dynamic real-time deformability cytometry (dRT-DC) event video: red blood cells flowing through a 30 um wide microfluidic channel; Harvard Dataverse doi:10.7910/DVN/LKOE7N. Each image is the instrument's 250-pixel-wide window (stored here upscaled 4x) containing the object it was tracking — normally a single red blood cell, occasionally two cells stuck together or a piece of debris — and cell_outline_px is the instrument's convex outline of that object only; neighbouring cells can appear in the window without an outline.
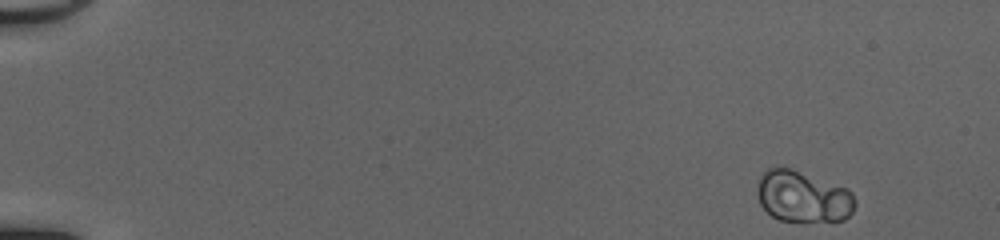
{"species": "common noctule bat (a hibernating species)", "species_latin": "Nyctalus noctula", "temperature_condition": "cold", "stored_images_in_passage": 49, "camera_frame_rate_fps": 3000, "um_per_image_px": 0.085, "animal": {"sex": "female", "body_mass_g": 20.0, "forearm_length_mm": 54.0}, "frame": {"image": 1, "passage_image": 2, "time_ms": 0.333, "image_size_px": [1000, 240], "cell_outline_px": [[856, 204], [852, 212], [844, 220], [780, 220], [772, 216], [760, 204], [760, 176], [768, 168], [788, 168], [848, 188], [852, 192], [856, 200]], "centroid_in_image_um": [68.31, 16.72], "position_along_channel_um": 16.7, "area_um2": 28.5}}
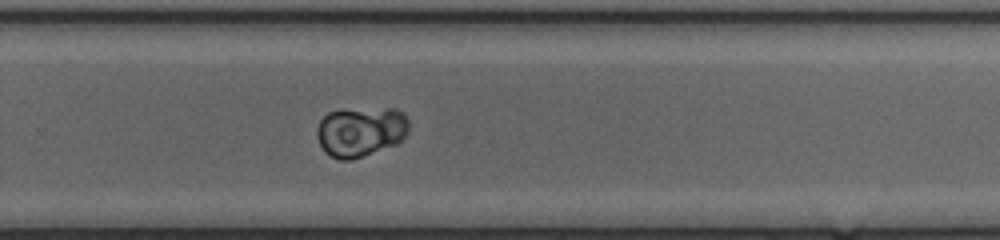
{"frame": {"image": 2, "passage_image": 34, "time_ms": 11.0, "image_size_px": [1000, 240], "cell_outline_px": [[408, 132], [396, 144], [352, 160], [340, 160], [324, 152], [320, 144], [316, 132], [316, 128], [320, 120], [328, 112], [388, 108], [396, 108], [404, 112], [408, 120]], "centroid_in_image_um": [30.66, 11.2], "position_along_channel_um": 299.1, "area_um2": 26.53}}
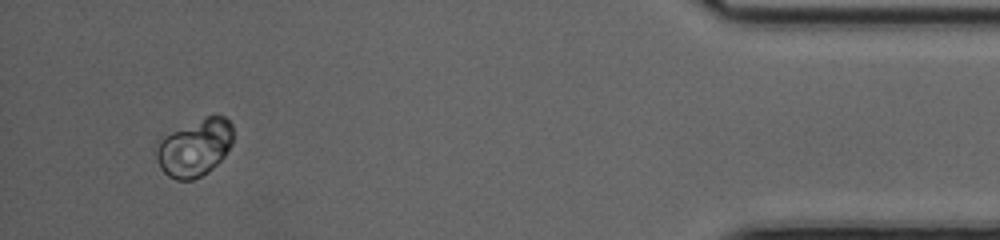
{"frame": {"image": 3, "passage_image": 47, "time_ms": 15.333, "image_size_px": [1000, 240], "cell_outline_px": [[232, 144], [224, 156], [208, 172], [192, 180], [176, 180], [168, 176], [160, 168], [156, 156], [156, 140], [204, 116], [224, 116], [232, 124]], "centroid_in_image_um": [16.53, 12.56], "position_along_channel_um": 418.7, "area_um2": 25.61}, "authors_computed_cell_mechanics": {"area_um2": 27.9174, "velocity_mm_per_s": 4.0654, "shape_relaxation_time_tau1_ms": 3.9888, "shape_relaxation_time_tau2_ms": null, "deformation_change_tau1": 0.0327, "deformation_change_tau2": null}}